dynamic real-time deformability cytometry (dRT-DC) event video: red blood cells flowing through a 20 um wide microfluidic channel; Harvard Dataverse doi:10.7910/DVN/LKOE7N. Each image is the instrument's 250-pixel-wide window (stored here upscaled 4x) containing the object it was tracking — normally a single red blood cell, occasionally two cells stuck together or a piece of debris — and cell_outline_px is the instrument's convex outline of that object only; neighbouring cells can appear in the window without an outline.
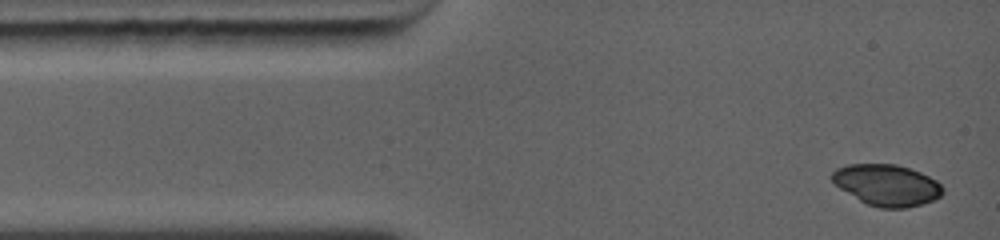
{"species": "common noctule bat (a hibernating species)", "species_latin": "Nyctalus noctula", "temperature_condition": "warm", "stored_images_in_passage": 6, "camera_frame_rate_fps": 5000, "um_per_image_px": 0.085, "animal": {"sex": "female", "body_mass_g": 19.0, "forearm_length_mm": 56.7}, "frame": {"image": 1, "passage_image": 1, "time_ms": 0.0, "image_size_px": [1000, 240], "cell_outline_px": [[944, 192], [936, 200], [904, 208], [880, 208], [868, 204], [860, 200], [840, 188], [832, 180], [832, 172], [836, 168], [848, 164], [896, 164], [920, 172], [936, 180], [944, 188]], "centroid_in_image_um": [75.4, 15.73], "position_along_channel_um": 9.6, "area_um2": 26.47}}
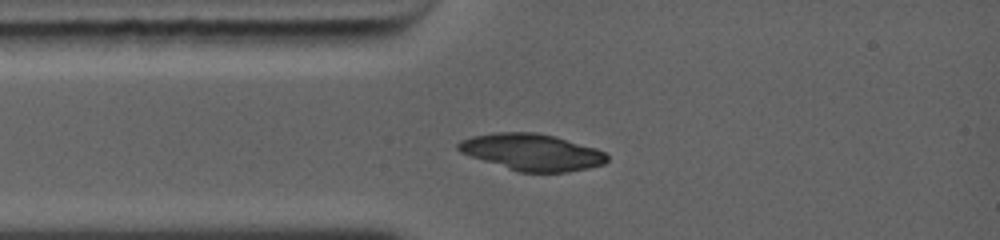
{"frame": {"image": 2, "passage_image": 6, "time_ms": 2.0, "image_size_px": [1000, 240], "cell_outline_px": [[608, 160], [604, 164], [588, 168], [568, 172], [516, 172], [460, 152], [456, 148], [456, 144], [460, 140], [472, 136], [496, 132], [536, 132], [556, 136], [596, 148], [604, 152], [608, 156]], "centroid_in_image_um": [45.21, 12.93], "position_along_channel_um": 39.8, "area_um2": 31.96}}